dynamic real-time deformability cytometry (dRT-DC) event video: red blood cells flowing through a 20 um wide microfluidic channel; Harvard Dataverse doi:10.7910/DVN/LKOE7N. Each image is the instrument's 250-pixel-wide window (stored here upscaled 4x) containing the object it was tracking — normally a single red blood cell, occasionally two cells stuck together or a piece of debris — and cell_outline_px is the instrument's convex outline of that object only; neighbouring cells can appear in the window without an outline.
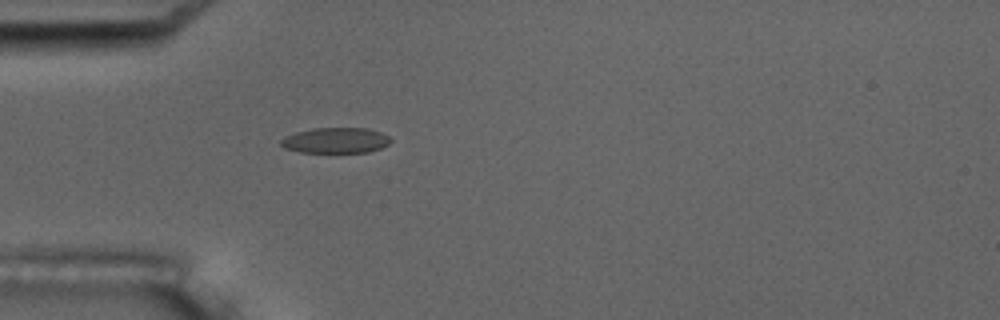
{"species": "common noctule bat (a hibernating species)", "species_latin": "Nyctalus noctula", "temperature_condition": "room temperature", "stored_images_in_passage": 5, "camera_frame_rate_fps": 3000, "um_per_image_px": 0.085, "animal": {"sex": "male", "body_mass_g": 17.5, "forearm_length_mm": 52.3}, "frame": {"image": 1, "passage_image": 5, "time_ms": 5.333, "image_size_px": [1000, 320], "cell_outline_px": [[392, 140], [388, 144], [380, 148], [368, 152], [300, 152], [284, 148], [280, 144], [280, 140], [284, 136], [296, 132], [312, 128], [368, 128], [380, 132], [388, 136]], "centroid_in_image_um": [28.5, 11.93], "position_along_channel_um": 56.5, "area_um2": 16.36}}